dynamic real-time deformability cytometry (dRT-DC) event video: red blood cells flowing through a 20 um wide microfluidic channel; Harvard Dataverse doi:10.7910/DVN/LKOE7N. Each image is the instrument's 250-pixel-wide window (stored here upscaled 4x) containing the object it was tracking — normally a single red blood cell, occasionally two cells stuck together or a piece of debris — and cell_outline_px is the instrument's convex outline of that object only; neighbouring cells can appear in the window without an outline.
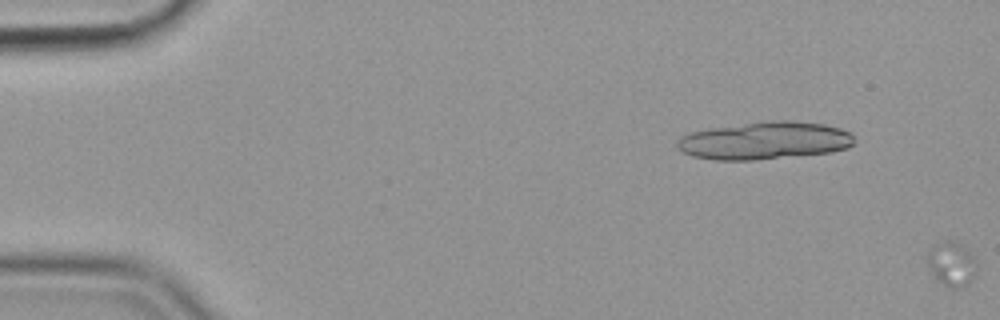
{"species": "common noctule bat (a hibernating species)", "species_latin": "Nyctalus noctula", "temperature_condition": "cold", "stored_images_in_passage": 6, "camera_frame_rate_fps": 3000, "um_per_image_px": 0.085, "animal": {"sex": "female", "body_mass_g": 19.9}, "frame": {"image": 1, "passage_image": 6, "time_ms": 1.667, "image_size_px": [1000, 320], "cell_outline_px": [[976, 276], [964, 288], [948, 288], [932, 272], [928, 264], [928, 252], [932, 244], [940, 240], [956, 240], [964, 244], [976, 260]], "centroid_in_image_um": [80.93, 22.39], "position_along_channel_um": 4.1, "area_um2": 13.12}}